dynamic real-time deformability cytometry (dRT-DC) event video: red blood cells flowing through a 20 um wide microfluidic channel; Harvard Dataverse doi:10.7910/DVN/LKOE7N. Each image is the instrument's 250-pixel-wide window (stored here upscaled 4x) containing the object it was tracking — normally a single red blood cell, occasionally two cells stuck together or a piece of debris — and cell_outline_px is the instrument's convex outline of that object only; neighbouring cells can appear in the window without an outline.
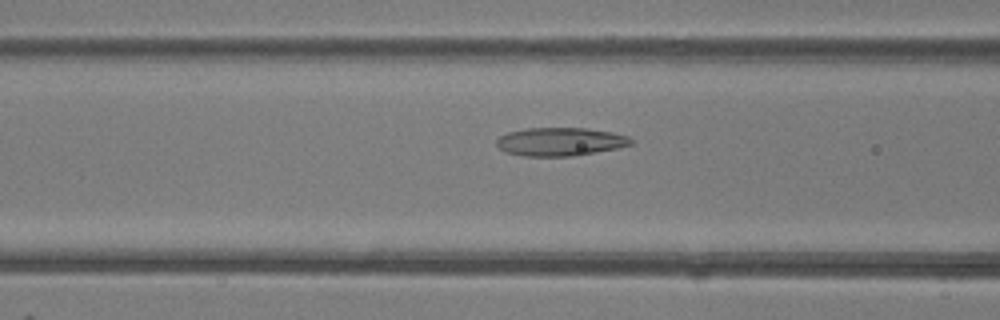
{"species": "common noctule bat (a hibernating species)", "species_latin": "Nyctalus noctula", "temperature_condition": "room temperature", "stored_images_in_passage": 49, "camera_frame_rate_fps": 3000, "um_per_image_px": 0.085, "animal": {"sex": "female"}, "frame": {"image": 1, "passage_image": 20, "time_ms": 6.333, "image_size_px": [1000, 320], "cell_outline_px": [[632, 144], [620, 148], [576, 156], [524, 156], [504, 152], [496, 144], [496, 140], [500, 136], [508, 132], [528, 128], [584, 128], [612, 132], [628, 136], [632, 140]], "centroid_in_image_um": [47.63, 12.05], "position_along_channel_um": 119.0, "area_um2": 22.31}}
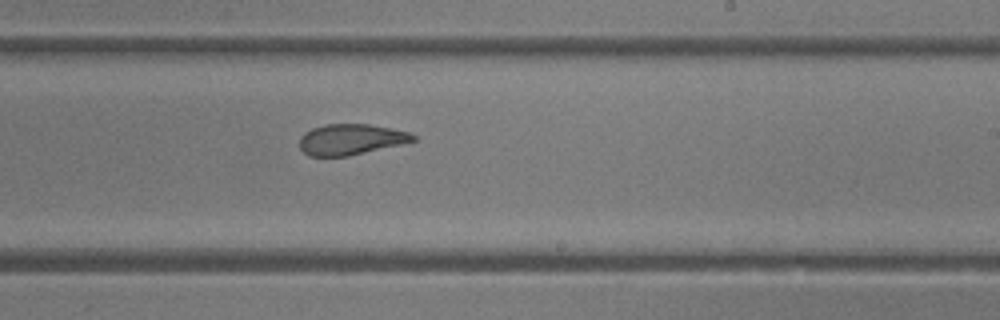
{"frame": {"image": 2, "passage_image": 30, "time_ms": 9.667, "image_size_px": [1000, 320], "cell_outline_px": [[416, 140], [400, 144], [348, 156], [308, 156], [300, 148], [300, 136], [304, 132], [312, 128], [324, 124], [368, 124], [392, 128], [408, 132], [416, 136]], "centroid_in_image_um": [29.79, 11.84], "position_along_channel_um": 259.2, "area_um2": 20.29}}
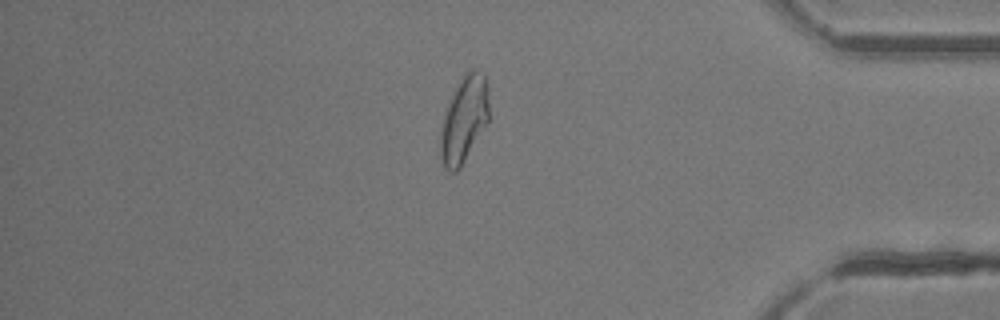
{"frame": {"image": 3, "passage_image": 42, "time_ms": 13.667, "image_size_px": [1000, 320], "cell_outline_px": [[488, 124], [460, 168], [456, 172], [448, 172], [444, 168], [440, 156], [440, 132], [448, 100], [464, 72], [472, 68], [476, 68], [484, 72], [488, 92]], "centroid_in_image_um": [39.44, 10.14], "position_along_channel_um": 395.8, "area_um2": 24.91}, "authors_computed_cell_mechanics": {"area_um2": 23.8714, "velocity_mm_per_s": 4.2191, "shape_relaxation_time_tau1_ms": 11.2574, "shape_relaxation_time_tau2_ms": 1.6658, "deformation_change_tau1": 0.2686, "deformation_change_tau2": 0.0959}}